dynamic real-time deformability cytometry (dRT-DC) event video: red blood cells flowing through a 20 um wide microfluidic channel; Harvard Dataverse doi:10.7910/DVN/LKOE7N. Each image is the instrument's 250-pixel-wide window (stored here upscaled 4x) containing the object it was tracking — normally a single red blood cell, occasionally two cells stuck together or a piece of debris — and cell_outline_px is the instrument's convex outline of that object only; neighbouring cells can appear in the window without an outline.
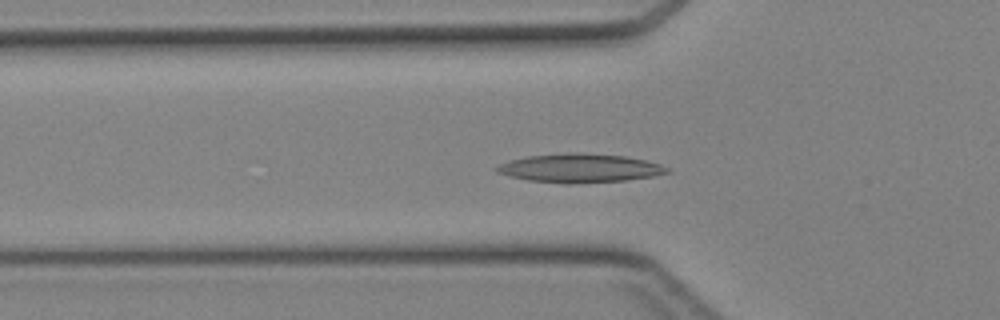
{"species": "Egyptian fruit bat (a non-hibernating species)", "species_latin": "Rousettus aegyptiacus", "temperature_condition": "cold", "stored_images_in_passage": 44, "segment_of_instrument_passage": [1, 2], "camera_frame_rate_fps": 3000, "um_per_image_px": 0.085, "animal": {"sex": "female"}, "frame": {"image": 1, "passage_image": 13, "time_ms": 4.0, "image_size_px": [1000, 320], "cell_outline_px": [[672, 172], [652, 176], [624, 180], [572, 184], [564, 184], [528, 180], [496, 172], [492, 168], [508, 160], [528, 156], [624, 156], [644, 160], [660, 164], [668, 168]], "centroid_in_image_um": [49.27, 14.35], "position_along_channel_um": 76.5, "area_um2": 27.05}}
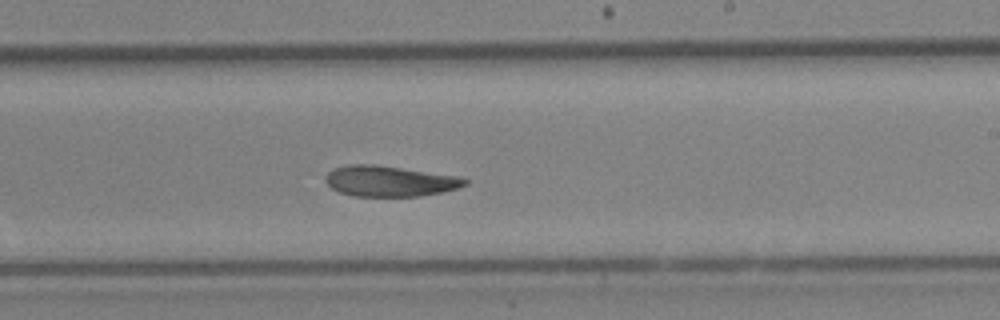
{"frame": {"image": 2, "passage_image": 25, "time_ms": 8.0, "image_size_px": [1000, 320], "cell_outline_px": [[468, 184], [444, 192], [420, 196], [352, 196], [340, 192], [332, 188], [324, 180], [324, 176], [328, 172], [336, 168], [348, 164], [376, 164], [456, 176], [468, 180]], "centroid_in_image_um": [33.09, 15.39], "position_along_channel_um": 255.9, "area_um2": 24.85}}
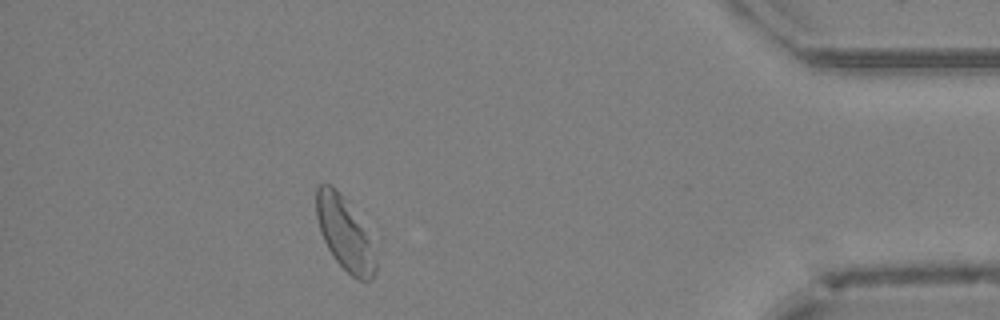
{"frame": {"image": 3, "passage_image": 38, "time_ms": 12.333, "image_size_px": [1000, 320], "cell_outline_px": [[376, 272], [368, 280], [356, 280], [336, 260], [328, 248], [320, 232], [316, 216], [316, 188], [320, 184], [332, 184], [340, 192], [372, 240], [376, 260]], "centroid_in_image_um": [29.29, 19.85], "position_along_channel_um": 405.9, "area_um2": 24.91}}